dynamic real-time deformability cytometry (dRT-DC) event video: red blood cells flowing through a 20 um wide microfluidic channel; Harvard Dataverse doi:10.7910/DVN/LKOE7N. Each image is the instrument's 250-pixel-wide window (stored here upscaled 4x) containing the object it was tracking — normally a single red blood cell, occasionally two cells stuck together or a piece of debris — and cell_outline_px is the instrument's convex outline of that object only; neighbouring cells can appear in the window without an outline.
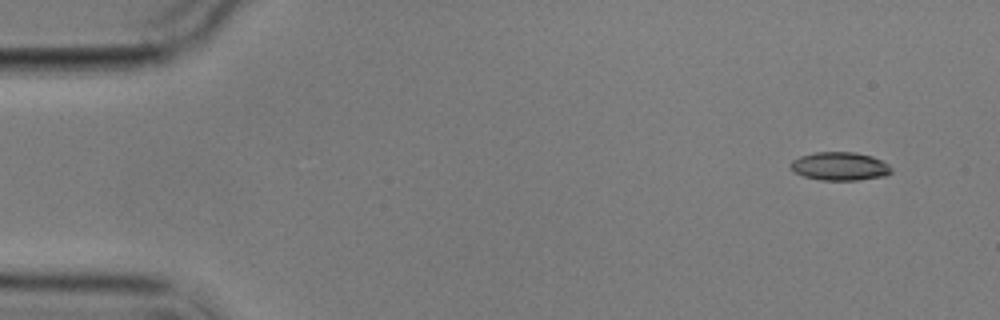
{"species": "common noctule bat (a hibernating species)", "species_latin": "Nyctalus noctula", "temperature_condition": "cold", "stored_images_in_passage": 8, "camera_frame_rate_fps": 3000, "um_per_image_px": 0.085, "animal": {"sex": "male", "body_mass_g": 17.9}, "frame": {"image": 1, "passage_image": 1, "time_ms": 0.0, "image_size_px": [1000, 320], "cell_outline_px": [[892, 172], [884, 176], [860, 180], [820, 180], [804, 176], [788, 168], [788, 164], [792, 160], [800, 156], [816, 152], [856, 152], [872, 156], [888, 164], [892, 168]], "centroid_in_image_um": [71.36, 14.13], "position_along_channel_um": 13.6, "area_um2": 16.76}}
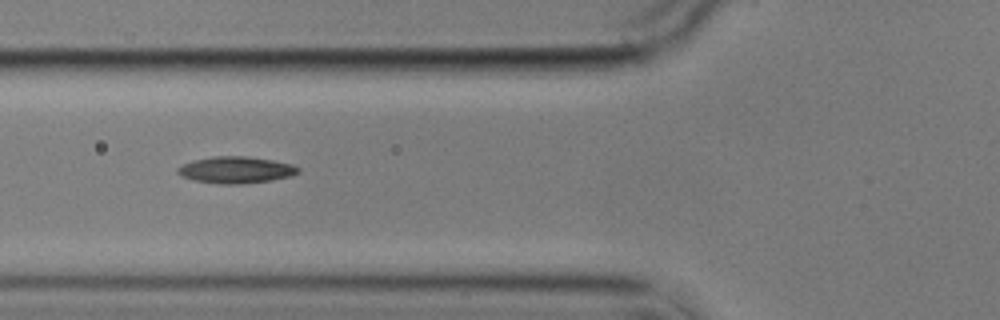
{"frame": {"image": 2, "passage_image": 6, "time_ms": 5.667, "image_size_px": [1000, 320], "cell_outline_px": [[300, 172], [292, 176], [272, 180], [240, 184], [220, 184], [196, 180], [184, 176], [176, 172], [176, 168], [184, 164], [196, 160], [216, 156], [244, 156], [272, 160], [292, 164], [300, 168]], "centroid_in_image_um": [20.11, 14.44], "position_along_channel_um": 105.7, "area_um2": 18.5}}
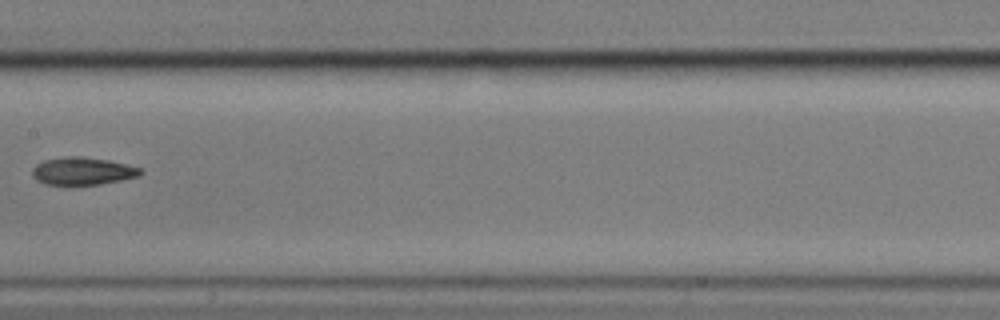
{"frame": {"image": 3, "passage_image": 8, "time_ms": 8.333, "image_size_px": [1000, 320], "cell_outline_px": [[144, 172], [140, 176], [100, 184], [72, 188], [44, 184], [36, 180], [32, 176], [32, 168], [36, 164], [44, 160], [64, 156], [80, 156], [108, 160], [140, 168]], "centroid_in_image_um": [6.95, 14.59], "position_along_channel_um": 200.4, "area_um2": 18.15}}